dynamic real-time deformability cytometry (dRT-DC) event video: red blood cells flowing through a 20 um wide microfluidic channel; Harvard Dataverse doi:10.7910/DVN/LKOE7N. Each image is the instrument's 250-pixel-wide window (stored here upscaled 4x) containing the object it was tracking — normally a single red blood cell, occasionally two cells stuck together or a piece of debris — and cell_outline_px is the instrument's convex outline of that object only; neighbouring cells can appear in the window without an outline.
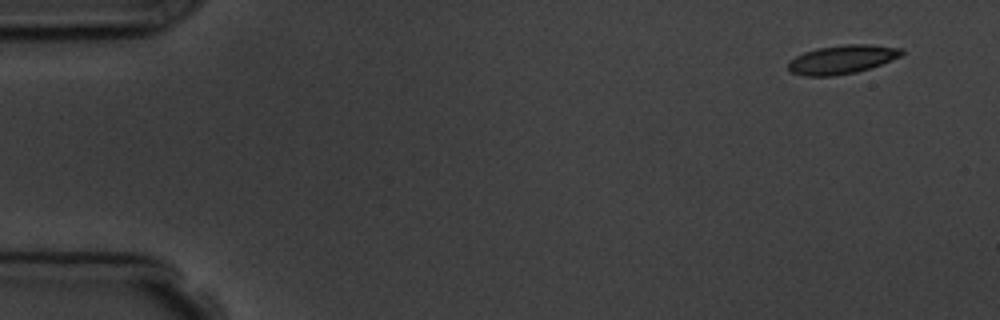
{"species": "common noctule bat (a hibernating species)", "species_latin": "Nyctalus noctula", "temperature_condition": "room temperature", "stored_images_in_passage": 6, "segment_of_instrument_passage": [1, 2], "camera_frame_rate_fps": 3000, "um_per_image_px": 0.085, "animal": {"sex": "male", "body_mass_g": 19.5, "forearm_length_mm": 54.6}, "frame": {"image": 1, "passage_image": 1, "time_ms": 0.0, "image_size_px": [1000, 320], "cell_outline_px": [[904, 52], [900, 56], [880, 64], [856, 72], [832, 76], [804, 76], [792, 72], [788, 68], [788, 64], [796, 56], [804, 52], [816, 48], [844, 44], [872, 44], [904, 48]], "centroid_in_image_um": [71.58, 5.04], "position_along_channel_um": 13.4, "area_um2": 18.9}}
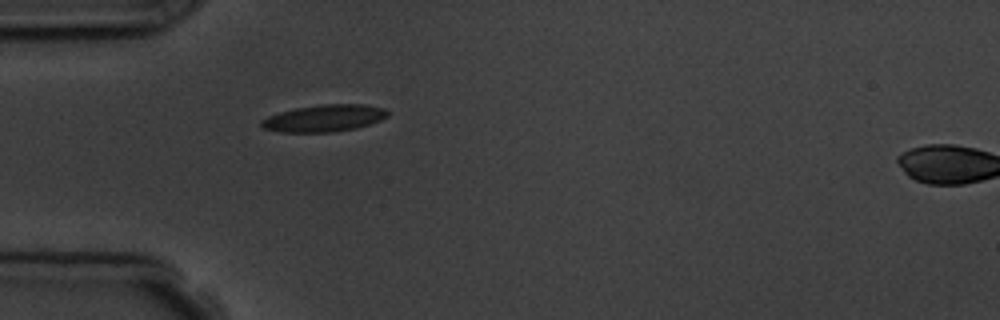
{"frame": {"image": 2, "passage_image": 5, "time_ms": 4.333, "image_size_px": [1000, 320], "cell_outline_px": [[388, 116], [380, 120], [356, 128], [332, 132], [280, 132], [264, 128], [260, 124], [260, 120], [268, 116], [280, 112], [296, 108], [324, 104], [364, 104], [384, 108], [388, 112]], "centroid_in_image_um": [27.55, 10.04], "position_along_channel_um": 57.5, "area_um2": 19.71}}